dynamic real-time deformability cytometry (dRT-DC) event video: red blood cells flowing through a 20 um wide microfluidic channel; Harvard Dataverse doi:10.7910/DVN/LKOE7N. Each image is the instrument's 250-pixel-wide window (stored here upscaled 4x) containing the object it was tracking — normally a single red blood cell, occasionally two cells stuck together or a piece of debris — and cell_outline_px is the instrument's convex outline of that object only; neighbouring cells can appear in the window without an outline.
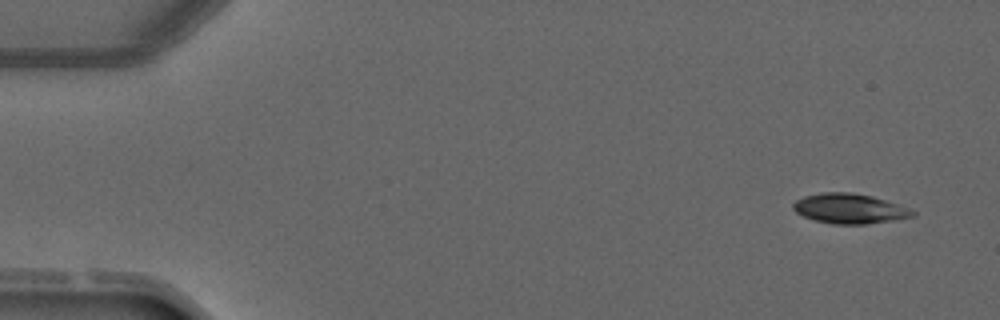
{"species": "common noctule bat (a hibernating species)", "species_latin": "Nyctalus noctula", "temperature_condition": "warm", "stored_images_in_passage": 4, "camera_frame_rate_fps": 3000, "um_per_image_px": 0.085, "animal": {"sex": "male", "forearm_length_mm": 52.5}, "frame": {"image": 1, "passage_image": 1, "time_ms": 0.0, "image_size_px": [1000, 320], "cell_outline_px": [[916, 216], [868, 224], [832, 224], [816, 220], [804, 216], [796, 212], [792, 208], [792, 204], [796, 200], [804, 196], [824, 192], [848, 192], [872, 196], [908, 208], [916, 212]], "centroid_in_image_um": [72.2, 17.73], "position_along_channel_um": 12.8, "area_um2": 20.63}}